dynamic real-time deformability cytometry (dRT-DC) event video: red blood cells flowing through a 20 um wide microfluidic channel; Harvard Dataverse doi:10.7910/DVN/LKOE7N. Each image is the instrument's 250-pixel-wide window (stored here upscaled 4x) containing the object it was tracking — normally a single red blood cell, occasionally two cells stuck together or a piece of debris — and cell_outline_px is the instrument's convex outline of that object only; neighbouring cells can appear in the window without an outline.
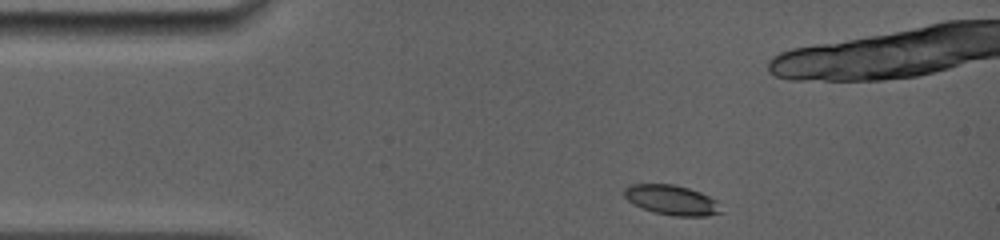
{"species": "common noctule bat (a hibernating species)", "species_latin": "Nyctalus noctula", "temperature_condition": "room temperature", "stored_images_in_passage": 8, "segment_of_instrument_passage": [1, 2], "camera_frame_rate_fps": 5000, "um_per_image_px": 0.085, "animal": {"sex": "female", "body_mass_g": 19.0, "forearm_length_mm": 56.7}, "frame": {"image": 1, "passage_image": 1, "time_ms": 0.0, "image_size_px": [1000, 240], "cell_outline_px": [[724, 212], [708, 216], [672, 216], [652, 212], [632, 204], [624, 196], [624, 188], [628, 184], [672, 184], [688, 188], [700, 192], [716, 200]], "centroid_in_image_um": [57.08, 17.01], "position_along_channel_um": 27.9, "area_um2": 17.05}}
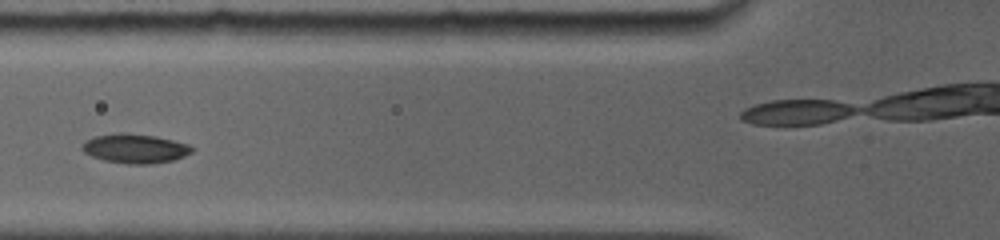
{"frame": {"image": 2, "passage_image": 4, "time_ms": 3.4, "image_size_px": [1000, 240], "cell_outline_px": [[192, 152], [184, 156], [172, 160], [148, 164], [128, 164], [104, 160], [92, 156], [84, 152], [80, 148], [84, 140], [92, 136], [116, 132], [124, 132], [156, 136], [192, 144]], "centroid_in_image_um": [11.45, 12.6], "position_along_channel_um": 114.4, "area_um2": 19.02}}
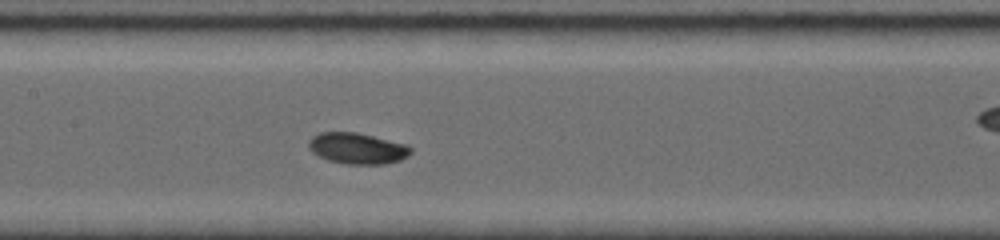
{"frame": {"image": 3, "passage_image": 6, "time_ms": 5.0, "image_size_px": [1000, 240], "cell_outline_px": [[412, 152], [408, 156], [400, 160], [384, 164], [348, 164], [328, 160], [312, 152], [308, 148], [308, 140], [312, 136], [320, 132], [356, 132], [408, 144], [412, 148]], "centroid_in_image_um": [30.38, 12.6], "position_along_channel_um": 177.0, "area_um2": 18.61}}